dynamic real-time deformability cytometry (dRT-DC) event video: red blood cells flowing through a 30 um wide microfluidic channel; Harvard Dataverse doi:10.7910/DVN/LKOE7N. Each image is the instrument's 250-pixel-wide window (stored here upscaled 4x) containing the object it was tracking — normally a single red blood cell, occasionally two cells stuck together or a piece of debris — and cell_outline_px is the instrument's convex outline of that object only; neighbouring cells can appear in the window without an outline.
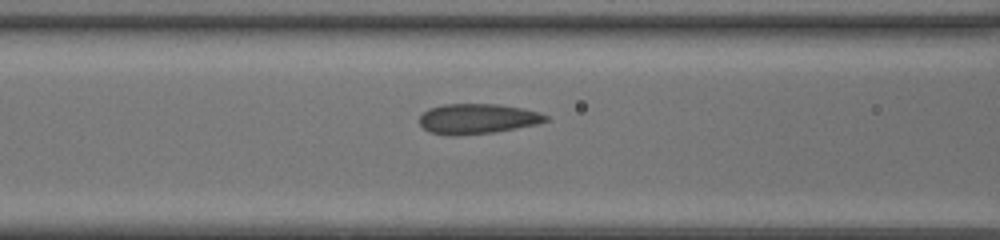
{"species": "common noctule bat (a hibernating species)", "species_latin": "Nyctalus noctula", "temperature_condition": "room temperature", "stored_images_in_passage": 17, "camera_frame_rate_fps": 3000, "um_per_image_px": 0.085, "animal": {"sex": "female", "body_mass_g": 20.0, "forearm_length_mm": 54.0}, "frame": {"image": 1, "passage_image": 15, "time_ms": 4.667, "image_size_px": [1000, 240], "cell_outline_px": [[548, 120], [536, 124], [496, 132], [460, 136], [452, 136], [428, 132], [420, 124], [420, 116], [428, 108], [444, 104], [500, 104], [540, 112], [548, 116]], "centroid_in_image_um": [40.56, 10.1], "position_along_channel_um": 126.0, "area_um2": 22.31}}